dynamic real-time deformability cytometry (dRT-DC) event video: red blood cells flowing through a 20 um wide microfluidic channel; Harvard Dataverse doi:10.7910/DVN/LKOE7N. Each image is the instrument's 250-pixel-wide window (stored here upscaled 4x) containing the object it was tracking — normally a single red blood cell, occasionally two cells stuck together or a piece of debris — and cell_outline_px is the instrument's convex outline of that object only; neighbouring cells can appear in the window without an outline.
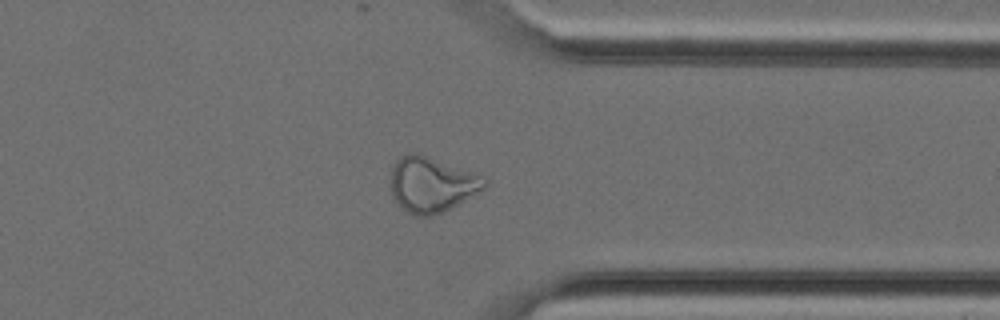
{"species": "Egyptian fruit bat (a non-hibernating species)", "species_latin": "Rousettus aegyptiacus", "temperature_condition": "cold", "stored_images_in_passage": 30, "camera_frame_rate_fps": 3000, "um_per_image_px": 0.085, "animal": {"sex": "female"}, "frame": {"image": 1, "passage_image": 22, "time_ms": 7.0, "image_size_px": [1000, 320], "cell_outline_px": [[480, 188], [444, 208], [432, 212], [412, 212], [396, 196], [392, 188], [392, 180], [396, 164], [404, 156], [416, 156], [468, 180]], "centroid_in_image_um": [36.36, 15.76], "position_along_channel_um": 375.0, "area_um2": 22.66}}
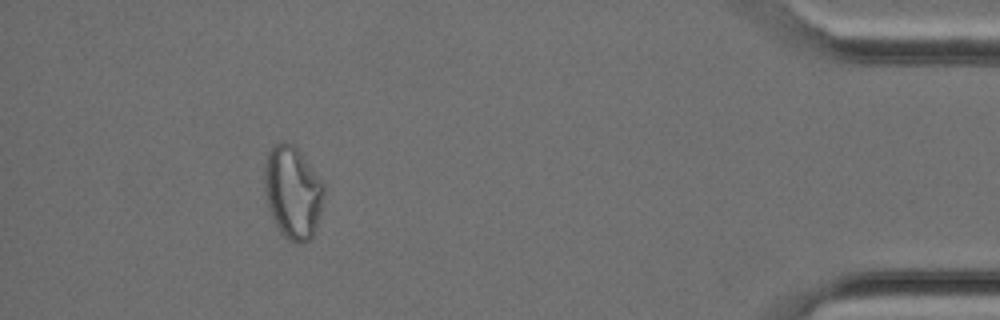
{"frame": {"image": 2, "passage_image": 27, "time_ms": 8.667, "image_size_px": [1000, 320], "cell_outline_px": [[320, 196], [316, 216], [312, 232], [304, 240], [292, 240], [288, 236], [280, 224], [272, 208], [268, 196], [268, 160], [272, 152], [280, 144], [284, 144], [320, 188]], "centroid_in_image_um": [24.84, 16.49], "position_along_channel_um": 410.4, "area_um2": 24.97}}